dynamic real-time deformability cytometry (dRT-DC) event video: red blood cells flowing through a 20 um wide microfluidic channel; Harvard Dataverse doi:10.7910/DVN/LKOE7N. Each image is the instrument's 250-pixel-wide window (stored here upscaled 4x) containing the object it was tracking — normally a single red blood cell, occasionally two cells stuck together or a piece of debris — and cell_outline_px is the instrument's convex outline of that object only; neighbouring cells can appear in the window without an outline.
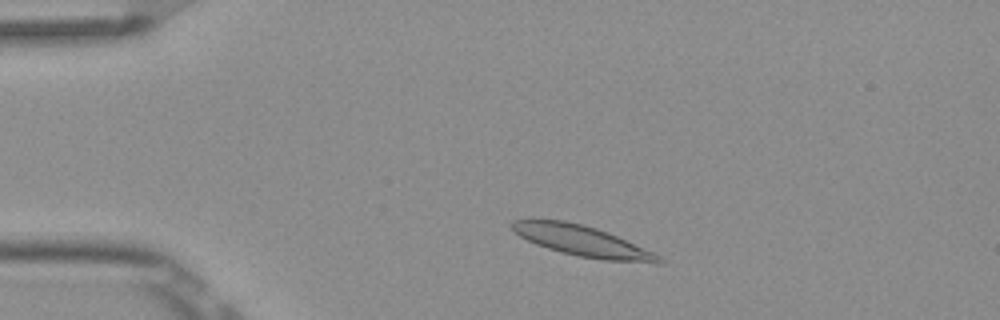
{"species": "Egyptian fruit bat (a non-hibernating species)", "species_latin": "Rousettus aegyptiacus", "temperature_condition": "room temperature", "stored_images_in_passage": 5, "camera_frame_rate_fps": 3000, "um_per_image_px": 0.085, "frame": {"image": 1, "passage_image": 1, "time_ms": 0.0, "image_size_px": [1000, 320], "cell_outline_px": [[664, 264], [660, 264], [604, 260], [576, 256], [560, 252], [536, 244], [520, 236], [512, 228], [512, 220], [564, 220], [596, 228], [608, 232], [656, 252], [664, 260]], "centroid_in_image_um": [49.61, 20.51], "position_along_channel_um": 35.4, "area_um2": 26.24}}
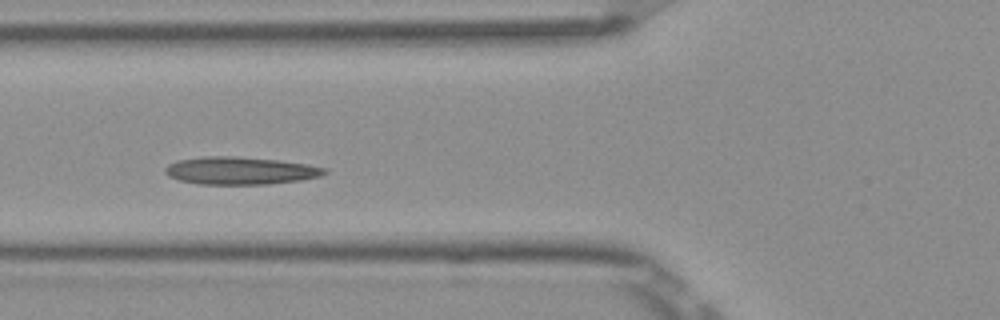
{"frame": {"image": 2, "passage_image": 3, "time_ms": 0.667, "image_size_px": [1000, 320], "cell_outline_px": [[328, 172], [320, 176], [300, 180], [268, 184], [200, 184], [180, 180], [168, 176], [164, 172], [164, 168], [168, 164], [176, 160], [200, 156], [236, 156], [276, 160], [308, 164], [328, 168]], "centroid_in_image_um": [20.4, 14.5], "position_along_channel_um": 105.4, "area_um2": 25.78}}
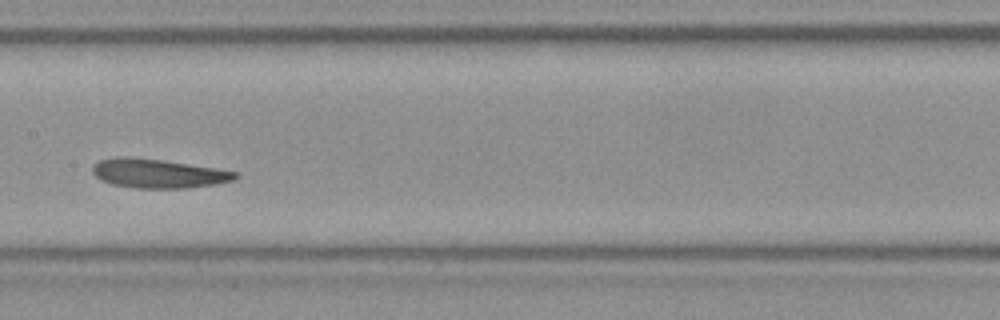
{"frame": {"image": 3, "passage_image": 5, "time_ms": 1.333, "image_size_px": [1000, 320], "cell_outline_px": [[240, 176], [236, 180], [216, 184], [188, 188], [136, 188], [112, 184], [100, 180], [92, 172], [92, 168], [100, 160], [116, 156], [128, 156], [164, 160], [216, 168], [236, 172]], "centroid_in_image_um": [13.46, 14.74], "position_along_channel_um": 193.9, "area_um2": 24.33}}